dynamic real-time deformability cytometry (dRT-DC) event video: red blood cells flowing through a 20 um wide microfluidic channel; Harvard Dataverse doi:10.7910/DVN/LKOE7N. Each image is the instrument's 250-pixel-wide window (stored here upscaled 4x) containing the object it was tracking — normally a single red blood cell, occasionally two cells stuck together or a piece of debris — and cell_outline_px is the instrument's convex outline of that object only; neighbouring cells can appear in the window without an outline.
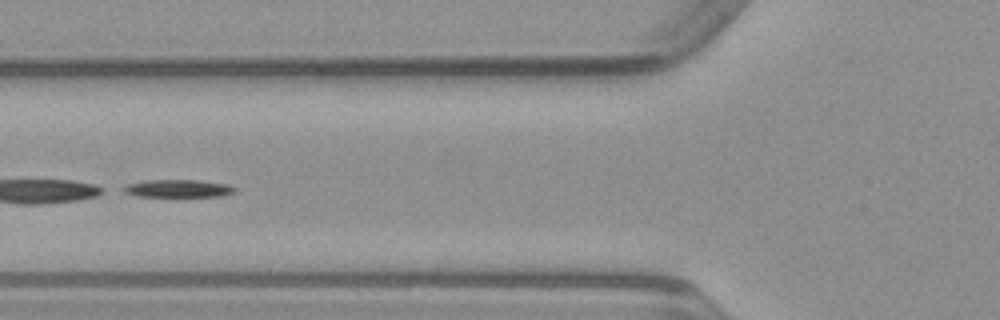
{"species": "common noctule bat (a hibernating species)", "species_latin": "Nyctalus noctula", "temperature_condition": "warm", "stored_images_in_passage": 49, "segment_of_instrument_passage": [2, 2], "camera_frame_rate_fps": 3000, "um_per_image_px": 0.085, "animal": {"sex": "male", "body_mass_g": 23.1, "forearm_length_mm": 52.7}, "frame": {"image": 1, "passage_image": 19, "time_ms": 6.0, "image_size_px": [1000, 320], "cell_outline_px": [[236, 192], [224, 196], [136, 196], [124, 192], [120, 188], [128, 184], [144, 180], [196, 180], [224, 184], [236, 188]], "centroid_in_image_um": [15.1, 16.02], "position_along_channel_um": 110.7, "area_um2": 11.39}}
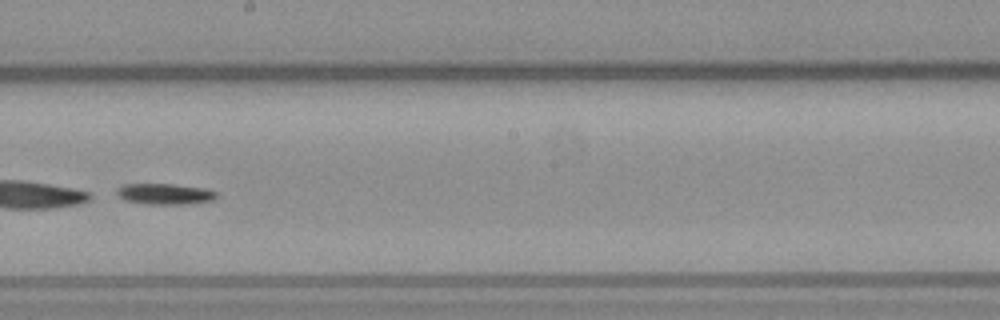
{"frame": {"image": 2, "passage_image": 28, "time_ms": 9.0, "image_size_px": [1000, 320], "cell_outline_px": [[216, 200], [184, 204], [148, 204], [124, 200], [116, 196], [116, 188], [124, 184], [176, 184], [204, 188], [216, 192]], "centroid_in_image_um": [13.97, 16.48], "position_along_channel_um": 234.2, "area_um2": 12.25}}
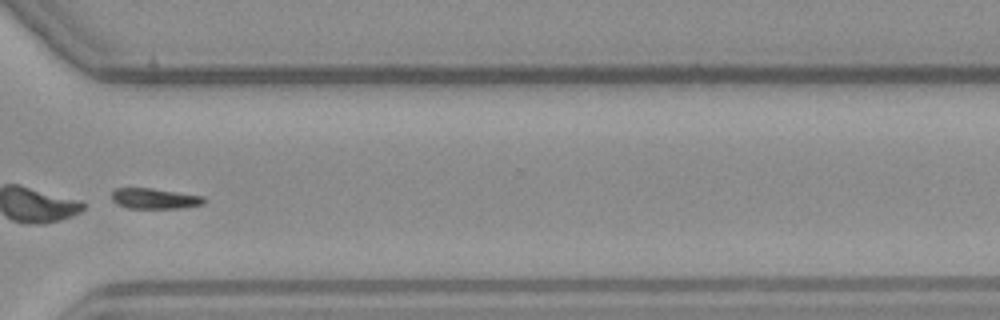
{"frame": {"image": 3, "passage_image": 37, "time_ms": 12.0, "image_size_px": [1000, 320], "cell_outline_px": [[208, 200], [204, 204], [180, 208], [128, 208], [116, 204], [112, 200], [112, 192], [116, 188], [152, 188], [204, 196]], "centroid_in_image_um": [13.17, 16.88], "position_along_channel_um": 357.4, "area_um2": 11.16}}